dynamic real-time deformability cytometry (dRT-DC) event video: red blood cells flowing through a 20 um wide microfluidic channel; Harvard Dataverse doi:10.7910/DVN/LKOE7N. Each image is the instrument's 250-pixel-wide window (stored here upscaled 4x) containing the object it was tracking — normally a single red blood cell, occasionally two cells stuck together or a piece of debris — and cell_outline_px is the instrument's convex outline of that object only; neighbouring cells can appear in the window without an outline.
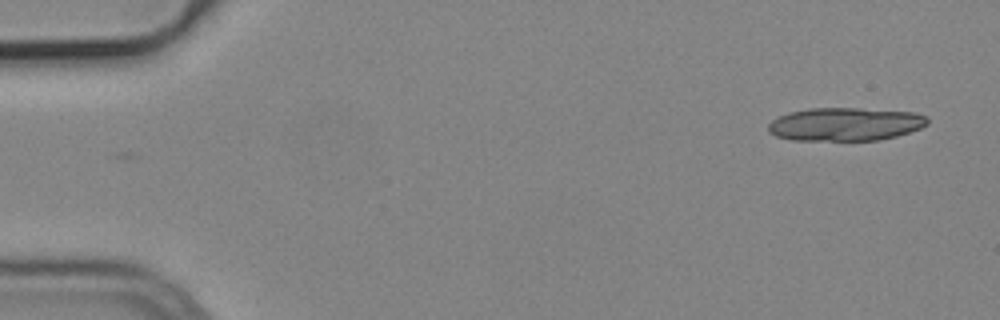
{"species": "common noctule bat (a hibernating species)", "species_latin": "Nyctalus noctula", "temperature_condition": "cold", "stored_images_in_passage": 6, "camera_frame_rate_fps": 3000, "um_per_image_px": 0.085, "animal": {"sex": "male", "body_mass_g": 19.2, "forearm_length_mm": 51.8}, "frame": {"image": 1, "passage_image": 1, "time_ms": 0.0, "image_size_px": [1000, 320], "cell_outline_px": [[928, 124], [920, 128], [896, 136], [880, 140], [792, 140], [776, 136], [768, 132], [768, 124], [772, 120], [788, 112], [808, 108], [860, 108], [912, 112], [928, 116]], "centroid_in_image_um": [71.83, 10.55], "position_along_channel_um": 13.2, "area_um2": 30.92}}